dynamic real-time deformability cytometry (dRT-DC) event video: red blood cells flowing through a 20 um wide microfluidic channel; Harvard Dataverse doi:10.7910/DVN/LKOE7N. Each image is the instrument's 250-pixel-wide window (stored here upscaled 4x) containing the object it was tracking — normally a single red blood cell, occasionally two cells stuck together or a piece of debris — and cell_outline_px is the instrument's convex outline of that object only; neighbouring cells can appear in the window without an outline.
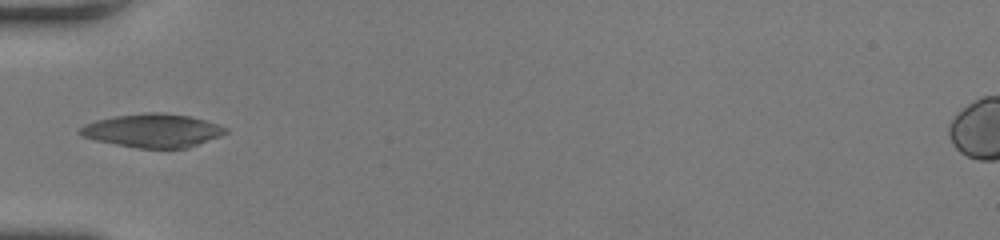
{"species": "human", "species_latin": "Homo sapiens", "temperature_condition": "room temperature", "stored_images_in_passage": 36, "camera_frame_rate_fps": 3000, "um_per_image_px": 0.085, "donor": {"sex": "female"}, "frame": {"image": 1, "passage_image": 1, "time_ms": 0.0, "image_size_px": [1000, 240], "cell_outline_px": [[228, 132], [220, 136], [188, 148], [136, 148], [96, 140], [80, 136], [76, 132], [84, 124], [96, 120], [112, 116], [148, 112], [160, 112], [188, 116], [220, 124], [228, 128]], "centroid_in_image_um": [12.96, 11.09], "position_along_channel_um": 72.0, "area_um2": 28.55}}
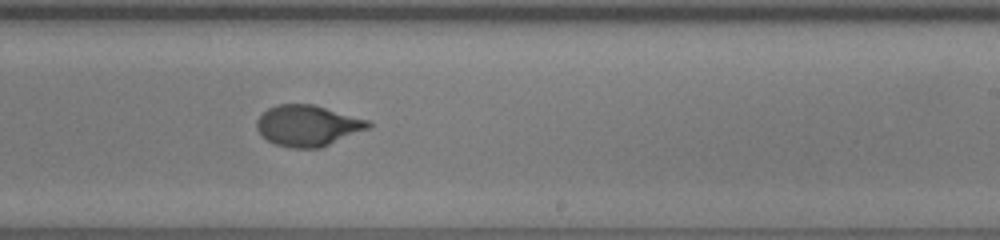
{"frame": {"image": 2, "passage_image": 16, "time_ms": 5.0, "image_size_px": [1000, 240], "cell_outline_px": [[372, 128], [320, 148], [292, 148], [276, 144], [260, 136], [256, 128], [256, 120], [268, 108], [276, 104], [312, 104], [368, 120], [372, 124]], "centroid_in_image_um": [26.16, 10.69], "position_along_channel_um": 262.8, "area_um2": 26.76}}
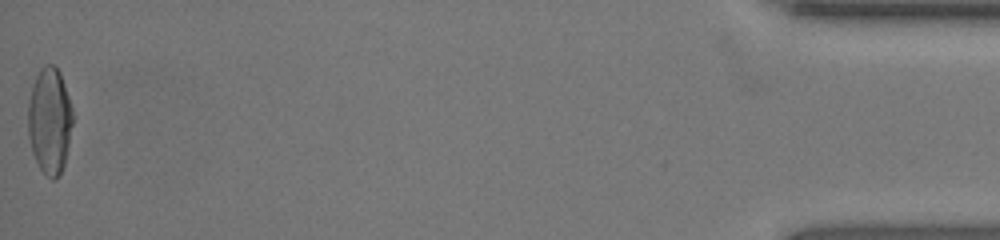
{"frame": {"image": 3, "passage_image": 36, "time_ms": 11.667, "image_size_px": [1000, 240], "cell_outline_px": [[72, 124], [64, 168], [52, 180], [40, 168], [32, 152], [28, 136], [28, 100], [36, 76], [40, 68], [44, 64], [52, 64], [60, 72], [72, 108]], "centroid_in_image_um": [4.21, 10.24], "position_along_channel_um": 431.0, "area_um2": 27.51}, "authors_computed_cell_mechanics": {"area_um2": 27.0793, "velocity_mm_per_s": 3.8608, "shape_relaxation_time_tau1_ms": 4.2425, "shape_relaxation_time_tau2_ms": 0.8329, "deformation_change_tau1": 0.1897, "deformation_change_tau2": 0.0515}}